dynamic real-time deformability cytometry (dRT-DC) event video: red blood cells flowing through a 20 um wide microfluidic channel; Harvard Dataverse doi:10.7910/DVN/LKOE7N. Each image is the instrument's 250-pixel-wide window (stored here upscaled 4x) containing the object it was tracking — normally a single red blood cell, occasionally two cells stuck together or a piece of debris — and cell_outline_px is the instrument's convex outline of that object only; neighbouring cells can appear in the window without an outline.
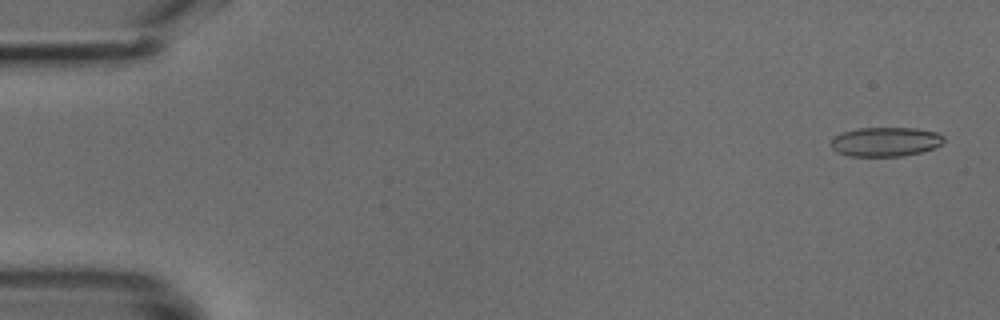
{"species": "common noctule bat (a hibernating species)", "species_latin": "Nyctalus noctula", "temperature_condition": "cold", "stored_images_in_passage": 49, "camera_frame_rate_fps": 3000, "um_per_image_px": 0.085, "animal": {"sex": "male", "body_mass_g": 18.8}, "frame": {"image": 1, "passage_image": 2, "time_ms": 0.333, "image_size_px": [1000, 320], "cell_outline_px": [[944, 140], [936, 148], [920, 152], [900, 156], [848, 156], [836, 152], [832, 148], [832, 140], [836, 136], [844, 132], [860, 128], [916, 128], [936, 132], [944, 136]], "centroid_in_image_um": [75.29, 12.05], "position_along_channel_um": 9.7, "area_um2": 19.13}}
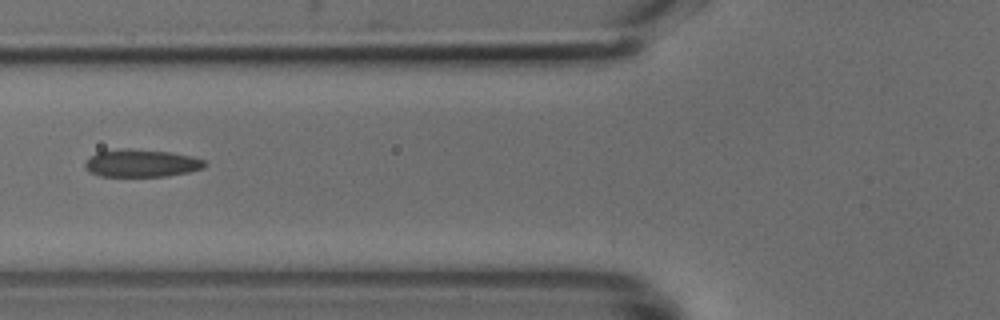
{"frame": {"image": 2, "passage_image": 19, "time_ms": 6.0, "image_size_px": [1000, 320], "cell_outline_px": [[208, 164], [204, 168], [188, 172], [168, 176], [100, 176], [88, 172], [84, 168], [84, 164], [96, 152], [128, 148], [168, 152], [188, 156], [204, 160]], "centroid_in_image_um": [12.0, 13.88], "position_along_channel_um": 113.8, "area_um2": 19.13}}
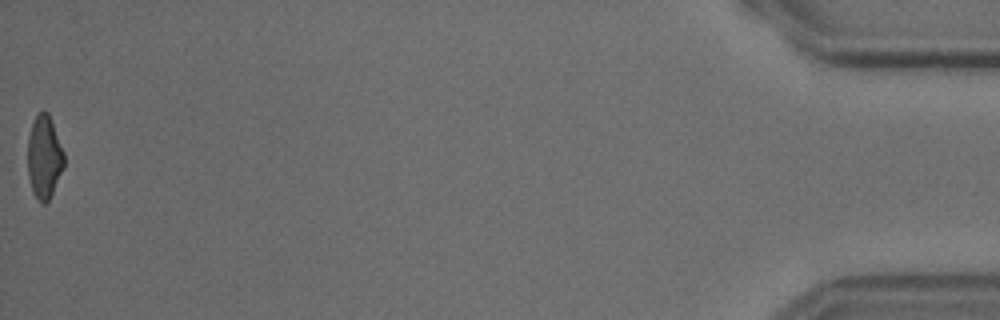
{"frame": {"image": 3, "passage_image": 49, "time_ms": 16.0, "image_size_px": [1000, 320], "cell_outline_px": [[64, 168], [48, 200], [44, 204], [40, 204], [32, 192], [28, 176], [28, 136], [32, 124], [36, 116], [40, 112], [48, 112], [64, 152]], "centroid_in_image_um": [3.75, 13.39], "position_along_channel_um": 431.4, "area_um2": 17.51}}